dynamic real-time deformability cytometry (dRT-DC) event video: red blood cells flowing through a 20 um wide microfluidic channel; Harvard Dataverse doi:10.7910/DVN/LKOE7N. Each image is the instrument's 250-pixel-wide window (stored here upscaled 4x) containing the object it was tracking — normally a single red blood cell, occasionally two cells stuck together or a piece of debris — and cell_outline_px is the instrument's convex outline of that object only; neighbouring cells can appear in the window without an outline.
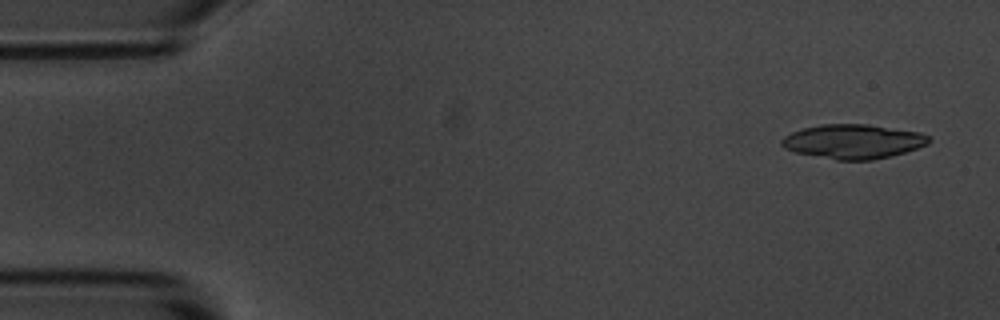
{"species": "common noctule bat (a hibernating species)", "species_latin": "Nyctalus noctula", "temperature_condition": "room temperature", "stored_images_in_passage": 12, "camera_frame_rate_fps": 3000, "um_per_image_px": 0.085, "animal": {"sex": "male", "body_mass_g": 20.1, "forearm_length_mm": 53.5}, "frame": {"image": 1, "passage_image": 3, "time_ms": 0.667, "image_size_px": [1000, 320], "cell_outline_px": [[932, 140], [928, 144], [892, 156], [872, 160], [836, 160], [796, 152], [784, 148], [780, 144], [780, 140], [784, 136], [792, 132], [804, 128], [820, 124], [868, 124], [920, 132], [932, 136]], "centroid_in_image_um": [72.54, 12.02], "position_along_channel_um": 12.5, "area_um2": 29.59}}